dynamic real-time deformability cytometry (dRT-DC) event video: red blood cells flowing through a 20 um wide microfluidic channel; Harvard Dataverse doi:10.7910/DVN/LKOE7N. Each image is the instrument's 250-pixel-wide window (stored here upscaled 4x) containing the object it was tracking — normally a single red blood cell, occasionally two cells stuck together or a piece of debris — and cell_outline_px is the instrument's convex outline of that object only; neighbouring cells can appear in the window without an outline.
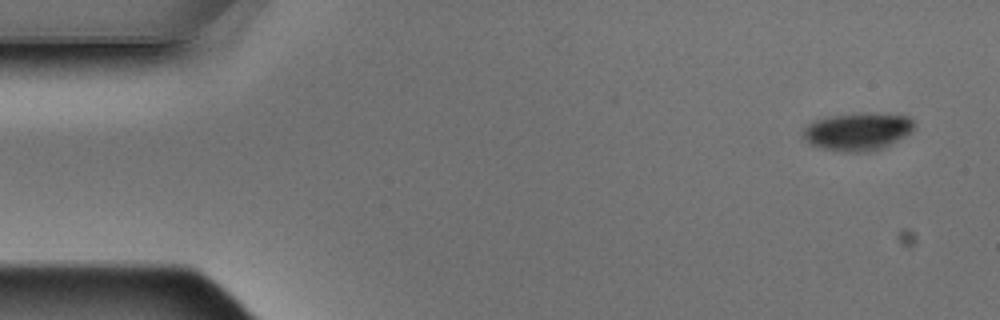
{"species": "Egyptian fruit bat (a non-hibernating species)", "species_latin": "Rousettus aegyptiacus", "temperature_condition": "warm", "stored_images_in_passage": 8, "camera_frame_rate_fps": 3000, "um_per_image_px": 0.085, "animal": {"sex": "male"}, "frame": {"image": 1, "passage_image": 1, "time_ms": 0.0, "image_size_px": [1000, 320], "cell_outline_px": [[916, 128], [912, 132], [880, 148], [868, 152], [844, 152], [824, 148], [812, 144], [800, 132], [812, 120], [828, 116], [856, 112], [888, 112], [912, 116], [916, 124]], "centroid_in_image_um": [72.96, 11.12], "position_along_channel_um": 12.0, "area_um2": 25.03}}
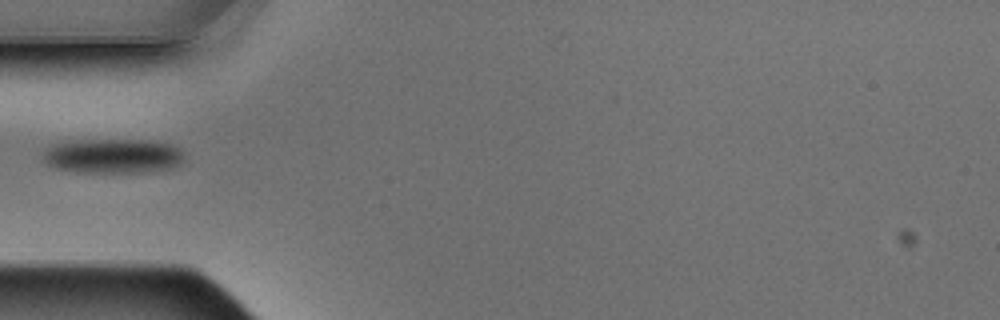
{"frame": {"image": 2, "passage_image": 5, "time_ms": 1.333, "image_size_px": [1000, 320], "cell_outline_px": [[184, 164], [172, 168], [152, 172], [76, 172], [60, 168], [48, 164], [44, 160], [44, 148], [52, 144], [84, 140], [144, 140], [172, 144], [180, 148], [184, 152]], "centroid_in_image_um": [9.69, 13.26], "position_along_channel_um": 75.3, "area_um2": 28.67}}
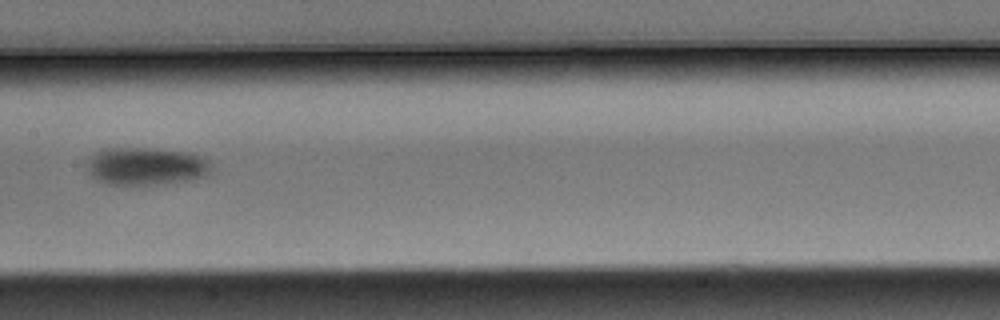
{"frame": {"image": 3, "passage_image": 8, "time_ms": 2.333, "image_size_px": [1000, 320], "cell_outline_px": [[212, 168], [208, 176], [192, 180], [164, 184], [108, 184], [96, 180], [88, 172], [88, 160], [96, 152], [104, 148], [156, 148], [196, 152], [208, 160], [212, 164]], "centroid_in_image_um": [12.5, 14.11], "position_along_channel_um": 194.9, "area_um2": 27.92}}